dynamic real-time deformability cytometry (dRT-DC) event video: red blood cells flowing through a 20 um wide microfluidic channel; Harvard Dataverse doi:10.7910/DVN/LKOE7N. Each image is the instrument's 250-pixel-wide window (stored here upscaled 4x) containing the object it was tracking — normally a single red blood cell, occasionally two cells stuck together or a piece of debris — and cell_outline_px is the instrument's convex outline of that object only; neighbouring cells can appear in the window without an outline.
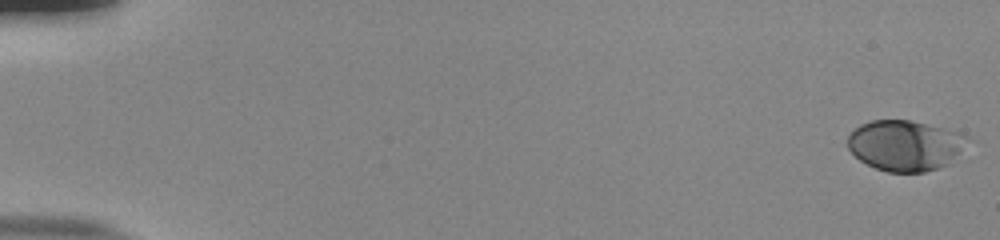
{"species": "human", "species_latin": "Homo sapiens", "temperature_condition": "room temperature", "stored_images_in_passage": 55, "camera_frame_rate_fps": 3000, "um_per_image_px": 0.085, "donor": {"sex": "male"}, "frame": {"image": 1, "passage_image": 1, "time_ms": 0.0, "image_size_px": [1000, 240], "cell_outline_px": [[972, 140], [948, 164], [924, 172], [888, 172], [876, 168], [860, 160], [848, 148], [848, 136], [860, 124], [872, 120], [908, 120], [960, 132], [968, 136]], "centroid_in_image_um": [76.96, 12.36], "position_along_channel_um": 8.0, "area_um2": 35.14}}
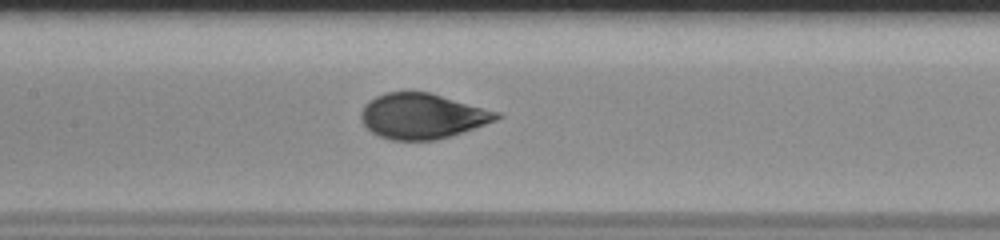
{"frame": {"image": 2, "passage_image": 28, "time_ms": 9.0, "image_size_px": [1000, 240], "cell_outline_px": [[504, 116], [496, 120], [436, 140], [392, 140], [380, 136], [372, 132], [360, 120], [360, 112], [364, 104], [368, 100], [384, 92], [428, 92], [500, 112]], "centroid_in_image_um": [35.85, 9.86], "position_along_channel_um": 171.5, "area_um2": 35.55}}
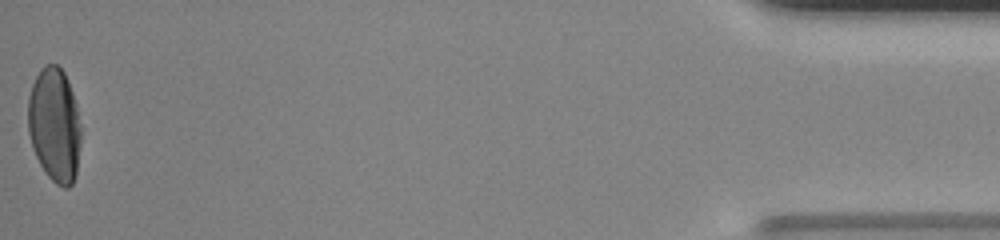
{"frame": {"image": 3, "passage_image": 55, "time_ms": 18.0, "image_size_px": [1000, 240], "cell_outline_px": [[80, 144], [76, 172], [72, 184], [68, 188], [64, 188], [56, 184], [44, 172], [32, 148], [28, 132], [28, 96], [32, 84], [40, 68], [44, 64], [56, 64], [64, 72], [68, 80], [76, 104], [80, 124]], "centroid_in_image_um": [4.62, 10.61], "position_along_channel_um": 430.6, "area_um2": 35.43}, "authors_computed_cell_mechanics": {"area_um2": 35.547, "velocity_mm_per_s": 3.8237, "shape_relaxation_time_tau1_ms": 4.4527, "shape_relaxation_time_tau2_ms": null, "deformation_change_tau1": 0.1937, "deformation_change_tau2": null}}